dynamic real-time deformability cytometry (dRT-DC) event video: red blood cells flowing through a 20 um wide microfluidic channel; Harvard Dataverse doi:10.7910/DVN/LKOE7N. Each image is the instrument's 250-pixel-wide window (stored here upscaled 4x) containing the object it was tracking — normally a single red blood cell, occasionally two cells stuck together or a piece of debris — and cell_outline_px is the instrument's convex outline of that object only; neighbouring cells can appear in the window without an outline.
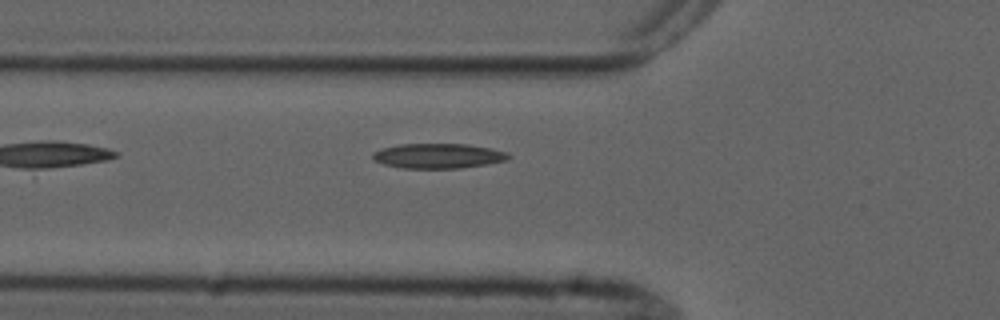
{"species": "common noctule bat (a hibernating species)", "species_latin": "Nyctalus noctula", "temperature_condition": "cold", "stored_images_in_passage": 5, "camera_frame_rate_fps": 3000, "um_per_image_px": 0.085, "animal": {"sex": "male", "forearm_length_mm": 52.5}, "frame": {"image": 1, "passage_image": 5, "time_ms": 5.667, "image_size_px": [1000, 320], "cell_outline_px": [[512, 156], [508, 160], [460, 168], [400, 168], [384, 164], [372, 160], [372, 152], [380, 148], [400, 144], [468, 144], [492, 148], [508, 152]], "centroid_in_image_um": [37.23, 13.24], "position_along_channel_um": 88.6, "area_um2": 19.88}}